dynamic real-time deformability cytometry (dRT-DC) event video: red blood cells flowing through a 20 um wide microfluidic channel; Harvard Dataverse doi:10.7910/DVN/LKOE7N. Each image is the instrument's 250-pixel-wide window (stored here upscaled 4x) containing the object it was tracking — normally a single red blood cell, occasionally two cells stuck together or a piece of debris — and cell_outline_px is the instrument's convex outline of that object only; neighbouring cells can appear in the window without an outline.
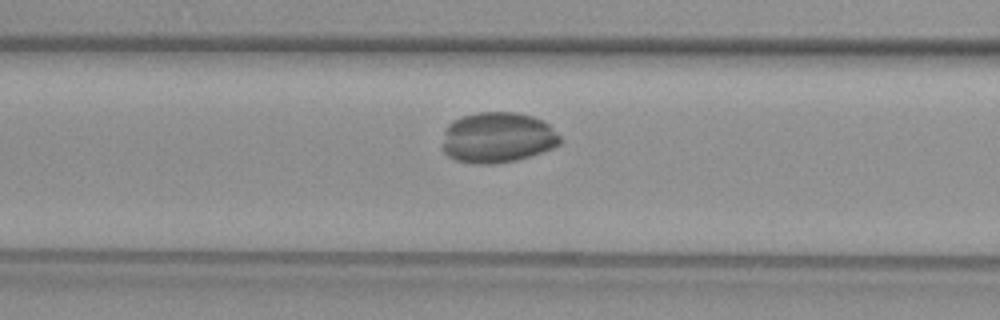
{"species": "common noctule bat (a hibernating species)", "species_latin": "Nyctalus noctula", "temperature_condition": "warm", "stored_images_in_passage": 31, "camera_frame_rate_fps": 3000, "um_per_image_px": 0.085, "animal": {"sex": "female", "body_mass_g": 29.2, "forearm_length_mm": 56.3}, "frame": {"image": 1, "passage_image": 6, "time_ms": 1.667, "image_size_px": [1000, 320], "cell_outline_px": [[564, 140], [560, 144], [552, 148], [516, 160], [492, 164], [476, 164], [456, 160], [448, 156], [444, 152], [444, 128], [452, 120], [460, 116], [476, 112], [516, 112], [532, 116], [544, 120]], "centroid_in_image_um": [42.29, 11.67], "position_along_channel_um": 124.3, "area_um2": 34.91}}
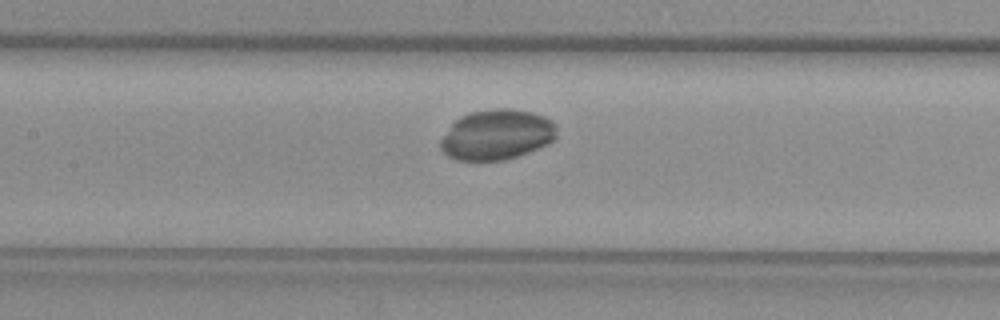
{"frame": {"image": 2, "passage_image": 9, "time_ms": 2.667, "image_size_px": [1000, 320], "cell_outline_px": [[556, 136], [548, 144], [528, 152], [504, 160], [456, 160], [448, 156], [440, 148], [440, 140], [452, 124], [460, 116], [468, 112], [496, 108], [512, 108], [532, 112], [544, 116], [552, 120], [556, 124]], "centroid_in_image_um": [42.23, 11.43], "position_along_channel_um": 165.2, "area_um2": 34.1}}